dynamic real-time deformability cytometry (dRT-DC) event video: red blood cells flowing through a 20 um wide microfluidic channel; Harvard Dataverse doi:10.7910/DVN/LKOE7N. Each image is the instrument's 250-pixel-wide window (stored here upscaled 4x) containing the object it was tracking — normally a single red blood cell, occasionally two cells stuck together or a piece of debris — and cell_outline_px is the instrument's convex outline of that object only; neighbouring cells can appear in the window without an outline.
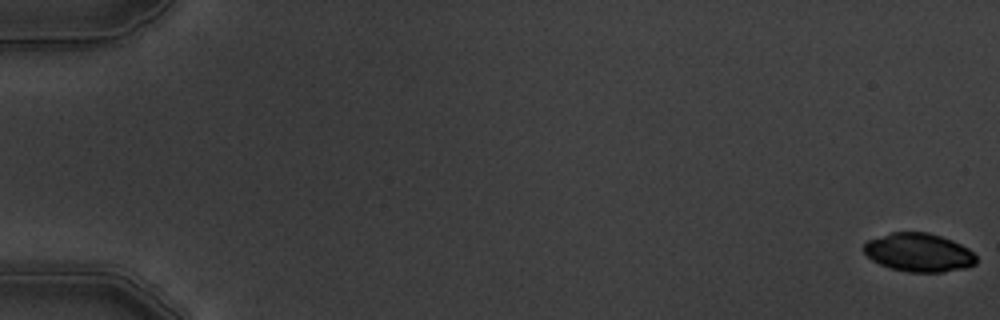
{"species": "common noctule bat (a hibernating species)", "species_latin": "Nyctalus noctula", "temperature_condition": "warm", "stored_images_in_passage": 6, "camera_frame_rate_fps": 3000, "um_per_image_px": 0.085, "animal": {"sex": "male", "body_mass_g": 19.5, "forearm_length_mm": 54.6}, "frame": {"image": 1, "passage_image": 1, "time_ms": 0.0, "image_size_px": [1000, 320], "cell_outline_px": [[976, 264], [964, 268], [944, 272], [908, 272], [892, 268], [880, 264], [872, 260], [860, 248], [868, 240], [892, 232], [928, 232], [952, 240], [968, 248], [976, 256]], "centroid_in_image_um": [78.08, 21.46], "position_along_channel_um": 6.9, "area_um2": 25.2}}
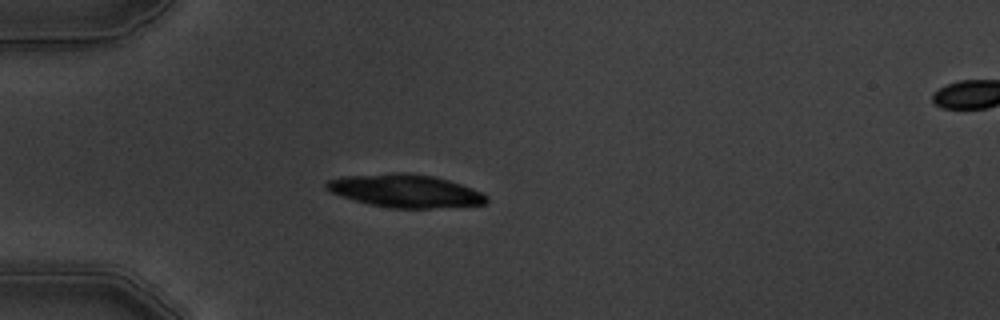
{"frame": {"image": 2, "passage_image": 5, "time_ms": 5.333, "image_size_px": [1000, 320], "cell_outline_px": [[488, 204], [428, 208], [392, 208], [372, 204], [356, 200], [332, 192], [324, 188], [324, 184], [328, 180], [340, 176], [392, 172], [408, 172], [432, 176], [448, 180], [472, 188], [488, 196]], "centroid_in_image_um": [34.45, 16.2], "position_along_channel_um": 50.6, "area_um2": 30.69}}